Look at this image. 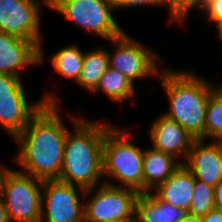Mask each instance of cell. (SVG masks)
Here are the masks:
<instances>
[{
	"label": "cell",
	"mask_w": 222,
	"mask_h": 222,
	"mask_svg": "<svg viewBox=\"0 0 222 222\" xmlns=\"http://www.w3.org/2000/svg\"><path fill=\"white\" fill-rule=\"evenodd\" d=\"M168 6V11L170 14L171 21H178L180 23L185 22L186 17L191 9L197 8L198 10L202 8L204 0H165Z\"/></svg>",
	"instance_id": "cell-23"
},
{
	"label": "cell",
	"mask_w": 222,
	"mask_h": 222,
	"mask_svg": "<svg viewBox=\"0 0 222 222\" xmlns=\"http://www.w3.org/2000/svg\"><path fill=\"white\" fill-rule=\"evenodd\" d=\"M49 8L108 41L125 32L112 15L115 7L111 0H55Z\"/></svg>",
	"instance_id": "cell-6"
},
{
	"label": "cell",
	"mask_w": 222,
	"mask_h": 222,
	"mask_svg": "<svg viewBox=\"0 0 222 222\" xmlns=\"http://www.w3.org/2000/svg\"><path fill=\"white\" fill-rule=\"evenodd\" d=\"M56 103H45L14 138L21 150L14 158L25 174L41 180L59 179L68 128Z\"/></svg>",
	"instance_id": "cell-1"
},
{
	"label": "cell",
	"mask_w": 222,
	"mask_h": 222,
	"mask_svg": "<svg viewBox=\"0 0 222 222\" xmlns=\"http://www.w3.org/2000/svg\"><path fill=\"white\" fill-rule=\"evenodd\" d=\"M153 149L168 153L176 159H187L195 138L174 120L159 115L149 131ZM181 155V156H180Z\"/></svg>",
	"instance_id": "cell-13"
},
{
	"label": "cell",
	"mask_w": 222,
	"mask_h": 222,
	"mask_svg": "<svg viewBox=\"0 0 222 222\" xmlns=\"http://www.w3.org/2000/svg\"><path fill=\"white\" fill-rule=\"evenodd\" d=\"M134 84L117 70L109 67L100 78L99 84L92 93H98L101 90L114 103H120L135 96L136 89Z\"/></svg>",
	"instance_id": "cell-19"
},
{
	"label": "cell",
	"mask_w": 222,
	"mask_h": 222,
	"mask_svg": "<svg viewBox=\"0 0 222 222\" xmlns=\"http://www.w3.org/2000/svg\"><path fill=\"white\" fill-rule=\"evenodd\" d=\"M115 9H118V8H129L130 6L131 7H134V6H145V5H153V6H159V7H162V6H166V1L165 0H111Z\"/></svg>",
	"instance_id": "cell-25"
},
{
	"label": "cell",
	"mask_w": 222,
	"mask_h": 222,
	"mask_svg": "<svg viewBox=\"0 0 222 222\" xmlns=\"http://www.w3.org/2000/svg\"><path fill=\"white\" fill-rule=\"evenodd\" d=\"M214 209V187L195 179L190 216L201 218Z\"/></svg>",
	"instance_id": "cell-22"
},
{
	"label": "cell",
	"mask_w": 222,
	"mask_h": 222,
	"mask_svg": "<svg viewBox=\"0 0 222 222\" xmlns=\"http://www.w3.org/2000/svg\"><path fill=\"white\" fill-rule=\"evenodd\" d=\"M216 139H222V133Z\"/></svg>",
	"instance_id": "cell-35"
},
{
	"label": "cell",
	"mask_w": 222,
	"mask_h": 222,
	"mask_svg": "<svg viewBox=\"0 0 222 222\" xmlns=\"http://www.w3.org/2000/svg\"><path fill=\"white\" fill-rule=\"evenodd\" d=\"M216 30L219 38L222 40V19L215 22Z\"/></svg>",
	"instance_id": "cell-30"
},
{
	"label": "cell",
	"mask_w": 222,
	"mask_h": 222,
	"mask_svg": "<svg viewBox=\"0 0 222 222\" xmlns=\"http://www.w3.org/2000/svg\"><path fill=\"white\" fill-rule=\"evenodd\" d=\"M107 222H135V220H119V219H115V220H111V221H107Z\"/></svg>",
	"instance_id": "cell-34"
},
{
	"label": "cell",
	"mask_w": 222,
	"mask_h": 222,
	"mask_svg": "<svg viewBox=\"0 0 222 222\" xmlns=\"http://www.w3.org/2000/svg\"><path fill=\"white\" fill-rule=\"evenodd\" d=\"M24 90L21 77L0 74V125L13 139L45 103L58 104L54 94H47L41 101L29 104Z\"/></svg>",
	"instance_id": "cell-7"
},
{
	"label": "cell",
	"mask_w": 222,
	"mask_h": 222,
	"mask_svg": "<svg viewBox=\"0 0 222 222\" xmlns=\"http://www.w3.org/2000/svg\"><path fill=\"white\" fill-rule=\"evenodd\" d=\"M222 133V84L218 85L209 96L205 119L206 138L216 139Z\"/></svg>",
	"instance_id": "cell-21"
},
{
	"label": "cell",
	"mask_w": 222,
	"mask_h": 222,
	"mask_svg": "<svg viewBox=\"0 0 222 222\" xmlns=\"http://www.w3.org/2000/svg\"><path fill=\"white\" fill-rule=\"evenodd\" d=\"M128 33L109 40L116 47L115 52H108L109 67L130 79L133 83L137 79L158 76V62L163 60L138 41H134ZM112 54V55H111Z\"/></svg>",
	"instance_id": "cell-9"
},
{
	"label": "cell",
	"mask_w": 222,
	"mask_h": 222,
	"mask_svg": "<svg viewBox=\"0 0 222 222\" xmlns=\"http://www.w3.org/2000/svg\"><path fill=\"white\" fill-rule=\"evenodd\" d=\"M47 7H50L55 0H41Z\"/></svg>",
	"instance_id": "cell-33"
},
{
	"label": "cell",
	"mask_w": 222,
	"mask_h": 222,
	"mask_svg": "<svg viewBox=\"0 0 222 222\" xmlns=\"http://www.w3.org/2000/svg\"><path fill=\"white\" fill-rule=\"evenodd\" d=\"M116 185L106 180L99 184V188L85 191L84 198L92 194L94 196L90 197V200L82 201L84 202V222L135 220V202L139 193L136 190Z\"/></svg>",
	"instance_id": "cell-8"
},
{
	"label": "cell",
	"mask_w": 222,
	"mask_h": 222,
	"mask_svg": "<svg viewBox=\"0 0 222 222\" xmlns=\"http://www.w3.org/2000/svg\"><path fill=\"white\" fill-rule=\"evenodd\" d=\"M109 127L103 141V178H113L121 183L118 187L144 193V149L135 146L129 139L128 130ZM109 175V176H108Z\"/></svg>",
	"instance_id": "cell-4"
},
{
	"label": "cell",
	"mask_w": 222,
	"mask_h": 222,
	"mask_svg": "<svg viewBox=\"0 0 222 222\" xmlns=\"http://www.w3.org/2000/svg\"><path fill=\"white\" fill-rule=\"evenodd\" d=\"M195 177L182 163L173 174L154 189V194L166 203L190 210Z\"/></svg>",
	"instance_id": "cell-15"
},
{
	"label": "cell",
	"mask_w": 222,
	"mask_h": 222,
	"mask_svg": "<svg viewBox=\"0 0 222 222\" xmlns=\"http://www.w3.org/2000/svg\"><path fill=\"white\" fill-rule=\"evenodd\" d=\"M40 64V47L33 41L0 32V74L20 77L22 68Z\"/></svg>",
	"instance_id": "cell-12"
},
{
	"label": "cell",
	"mask_w": 222,
	"mask_h": 222,
	"mask_svg": "<svg viewBox=\"0 0 222 222\" xmlns=\"http://www.w3.org/2000/svg\"><path fill=\"white\" fill-rule=\"evenodd\" d=\"M78 191L84 195L86 190L58 179L43 180L41 222H84Z\"/></svg>",
	"instance_id": "cell-10"
},
{
	"label": "cell",
	"mask_w": 222,
	"mask_h": 222,
	"mask_svg": "<svg viewBox=\"0 0 222 222\" xmlns=\"http://www.w3.org/2000/svg\"><path fill=\"white\" fill-rule=\"evenodd\" d=\"M190 211L161 201L154 193L139 194L135 202V222H180Z\"/></svg>",
	"instance_id": "cell-16"
},
{
	"label": "cell",
	"mask_w": 222,
	"mask_h": 222,
	"mask_svg": "<svg viewBox=\"0 0 222 222\" xmlns=\"http://www.w3.org/2000/svg\"><path fill=\"white\" fill-rule=\"evenodd\" d=\"M1 165V164H0ZM10 169H7V167H3L2 165L0 166V185L3 182V178L5 174L9 171Z\"/></svg>",
	"instance_id": "cell-31"
},
{
	"label": "cell",
	"mask_w": 222,
	"mask_h": 222,
	"mask_svg": "<svg viewBox=\"0 0 222 222\" xmlns=\"http://www.w3.org/2000/svg\"><path fill=\"white\" fill-rule=\"evenodd\" d=\"M214 206L222 212V179L214 187Z\"/></svg>",
	"instance_id": "cell-26"
},
{
	"label": "cell",
	"mask_w": 222,
	"mask_h": 222,
	"mask_svg": "<svg viewBox=\"0 0 222 222\" xmlns=\"http://www.w3.org/2000/svg\"><path fill=\"white\" fill-rule=\"evenodd\" d=\"M212 141L216 144L220 162L222 164V139H213Z\"/></svg>",
	"instance_id": "cell-29"
},
{
	"label": "cell",
	"mask_w": 222,
	"mask_h": 222,
	"mask_svg": "<svg viewBox=\"0 0 222 222\" xmlns=\"http://www.w3.org/2000/svg\"><path fill=\"white\" fill-rule=\"evenodd\" d=\"M169 100L166 117L180 124L195 139L205 140V119L210 93L217 87L190 71L160 70Z\"/></svg>",
	"instance_id": "cell-3"
},
{
	"label": "cell",
	"mask_w": 222,
	"mask_h": 222,
	"mask_svg": "<svg viewBox=\"0 0 222 222\" xmlns=\"http://www.w3.org/2000/svg\"><path fill=\"white\" fill-rule=\"evenodd\" d=\"M84 53L77 45H70L57 51L51 56V63L55 72L77 82L83 66Z\"/></svg>",
	"instance_id": "cell-20"
},
{
	"label": "cell",
	"mask_w": 222,
	"mask_h": 222,
	"mask_svg": "<svg viewBox=\"0 0 222 222\" xmlns=\"http://www.w3.org/2000/svg\"><path fill=\"white\" fill-rule=\"evenodd\" d=\"M183 163V160L162 151L148 148L144 150L143 176L144 193L151 192L159 184L165 182Z\"/></svg>",
	"instance_id": "cell-17"
},
{
	"label": "cell",
	"mask_w": 222,
	"mask_h": 222,
	"mask_svg": "<svg viewBox=\"0 0 222 222\" xmlns=\"http://www.w3.org/2000/svg\"><path fill=\"white\" fill-rule=\"evenodd\" d=\"M108 68V50L96 48L91 50V52L84 53L83 66L77 84L89 90V92H93Z\"/></svg>",
	"instance_id": "cell-18"
},
{
	"label": "cell",
	"mask_w": 222,
	"mask_h": 222,
	"mask_svg": "<svg viewBox=\"0 0 222 222\" xmlns=\"http://www.w3.org/2000/svg\"><path fill=\"white\" fill-rule=\"evenodd\" d=\"M0 222H11L3 199L0 197Z\"/></svg>",
	"instance_id": "cell-28"
},
{
	"label": "cell",
	"mask_w": 222,
	"mask_h": 222,
	"mask_svg": "<svg viewBox=\"0 0 222 222\" xmlns=\"http://www.w3.org/2000/svg\"><path fill=\"white\" fill-rule=\"evenodd\" d=\"M201 222H222V212L216 209L200 218Z\"/></svg>",
	"instance_id": "cell-27"
},
{
	"label": "cell",
	"mask_w": 222,
	"mask_h": 222,
	"mask_svg": "<svg viewBox=\"0 0 222 222\" xmlns=\"http://www.w3.org/2000/svg\"><path fill=\"white\" fill-rule=\"evenodd\" d=\"M200 12L207 15L210 22H216L222 19V0H204Z\"/></svg>",
	"instance_id": "cell-24"
},
{
	"label": "cell",
	"mask_w": 222,
	"mask_h": 222,
	"mask_svg": "<svg viewBox=\"0 0 222 222\" xmlns=\"http://www.w3.org/2000/svg\"><path fill=\"white\" fill-rule=\"evenodd\" d=\"M43 180L9 170L0 185L3 199L11 222H41Z\"/></svg>",
	"instance_id": "cell-5"
},
{
	"label": "cell",
	"mask_w": 222,
	"mask_h": 222,
	"mask_svg": "<svg viewBox=\"0 0 222 222\" xmlns=\"http://www.w3.org/2000/svg\"><path fill=\"white\" fill-rule=\"evenodd\" d=\"M180 222H201L200 218L190 216L187 219L181 220Z\"/></svg>",
	"instance_id": "cell-32"
},
{
	"label": "cell",
	"mask_w": 222,
	"mask_h": 222,
	"mask_svg": "<svg viewBox=\"0 0 222 222\" xmlns=\"http://www.w3.org/2000/svg\"><path fill=\"white\" fill-rule=\"evenodd\" d=\"M204 139H195L183 164L193 173L195 179L215 187L222 179V164L216 144H205Z\"/></svg>",
	"instance_id": "cell-14"
},
{
	"label": "cell",
	"mask_w": 222,
	"mask_h": 222,
	"mask_svg": "<svg viewBox=\"0 0 222 222\" xmlns=\"http://www.w3.org/2000/svg\"><path fill=\"white\" fill-rule=\"evenodd\" d=\"M46 6L41 0H0V32L33 40L40 47V63L44 57L41 51L40 9Z\"/></svg>",
	"instance_id": "cell-11"
},
{
	"label": "cell",
	"mask_w": 222,
	"mask_h": 222,
	"mask_svg": "<svg viewBox=\"0 0 222 222\" xmlns=\"http://www.w3.org/2000/svg\"><path fill=\"white\" fill-rule=\"evenodd\" d=\"M67 116L71 117L75 133L67 134L58 180L84 190L93 189L103 177V141L110 124L91 122L70 113Z\"/></svg>",
	"instance_id": "cell-2"
}]
</instances>
